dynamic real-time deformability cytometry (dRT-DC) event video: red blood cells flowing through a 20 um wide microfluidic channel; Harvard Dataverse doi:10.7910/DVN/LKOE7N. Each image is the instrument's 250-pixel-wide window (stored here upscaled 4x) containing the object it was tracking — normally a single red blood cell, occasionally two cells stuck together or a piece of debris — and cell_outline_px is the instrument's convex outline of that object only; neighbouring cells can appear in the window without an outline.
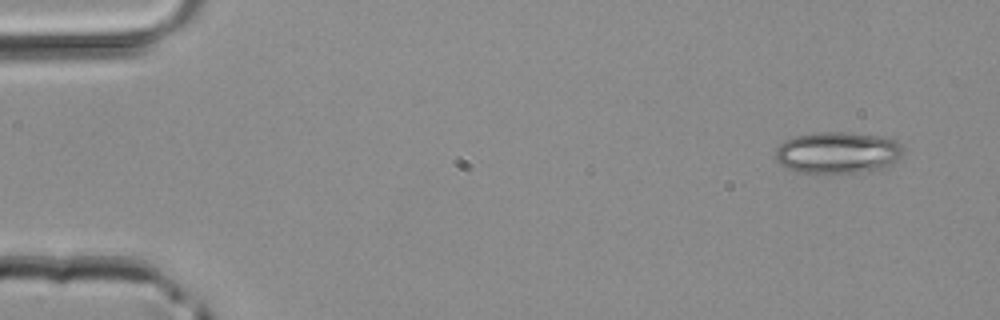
{"species": "common noctule bat (a hibernating species)", "species_latin": "Nyctalus noctula", "temperature_condition": "room temperature", "stored_images_in_passage": 5, "camera_frame_rate_fps": 3000, "um_per_image_px": 0.085, "animal": {"sex": "male", "body_mass_g": 20.4}, "frame": {"image": 1, "passage_image": 1, "time_ms": 0.0, "image_size_px": [1000, 320], "cell_outline_px": [[904, 152], [888, 168], [864, 172], [796, 172], [784, 168], [776, 160], [776, 148], [784, 140], [796, 136], [816, 132], [852, 132], [880, 136], [896, 140], [904, 148]], "centroid_in_image_um": [71.22, 12.97], "position_along_channel_um": 13.8, "area_um2": 31.33}}